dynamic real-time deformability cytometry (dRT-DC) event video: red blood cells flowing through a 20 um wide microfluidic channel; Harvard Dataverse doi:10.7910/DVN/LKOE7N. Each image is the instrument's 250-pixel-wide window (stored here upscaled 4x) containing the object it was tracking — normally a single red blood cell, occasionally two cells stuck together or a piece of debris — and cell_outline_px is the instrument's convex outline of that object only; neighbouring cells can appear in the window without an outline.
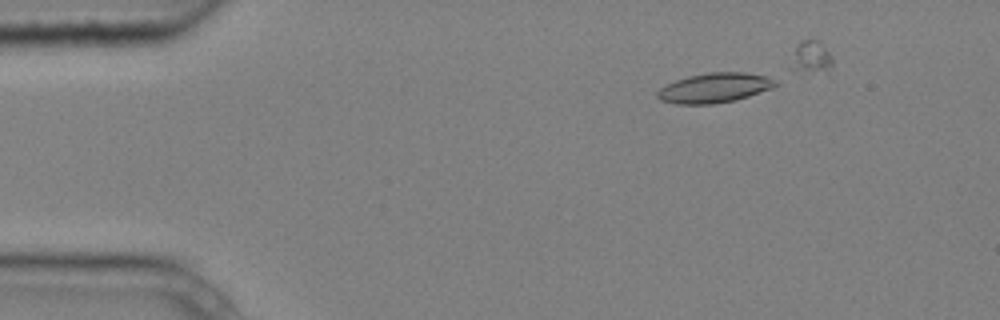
{"species": "common noctule bat (a hibernating species)", "species_latin": "Nyctalus noctula", "temperature_condition": "cold", "stored_images_in_passage": 11, "camera_frame_rate_fps": 3000, "um_per_image_px": 0.085, "animal": {"sex": "male", "body_mass_g": 20.4}, "frame": {"image": 1, "passage_image": 1, "time_ms": 0.0, "image_size_px": [1000, 320], "cell_outline_px": [[776, 84], [772, 88], [736, 100], [712, 104], [676, 104], [660, 100], [656, 96], [656, 92], [660, 88], [676, 80], [688, 76], [708, 72], [744, 72], [764, 76], [776, 80]], "centroid_in_image_um": [60.7, 7.47], "position_along_channel_um": 24.3, "area_um2": 20.35}}